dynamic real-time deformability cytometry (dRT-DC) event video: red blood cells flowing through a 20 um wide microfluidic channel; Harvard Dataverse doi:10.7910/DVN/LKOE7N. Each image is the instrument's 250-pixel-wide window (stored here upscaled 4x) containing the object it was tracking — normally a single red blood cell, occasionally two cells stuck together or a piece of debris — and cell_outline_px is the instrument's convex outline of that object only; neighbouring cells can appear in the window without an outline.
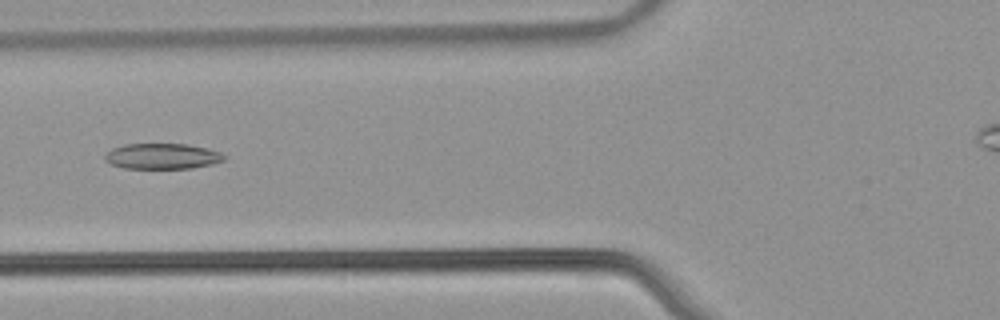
{"species": "common noctule bat (a hibernating species)", "species_latin": "Nyctalus noctula", "temperature_condition": "warm", "stored_images_in_passage": 49, "camera_frame_rate_fps": 3000, "um_per_image_px": 0.085, "animal": {"sex": "male", "body_mass_g": 21.5, "forearm_length_mm": 52.0}, "frame": {"image": 1, "passage_image": 21, "time_ms": 6.667, "image_size_px": [1000, 320], "cell_outline_px": [[224, 160], [212, 164], [192, 168], [124, 168], [112, 164], [104, 160], [104, 156], [112, 148], [124, 144], [188, 144], [220, 152], [224, 156]], "centroid_in_image_um": [13.76, 13.28], "position_along_channel_um": 112.0, "area_um2": 17.63}}
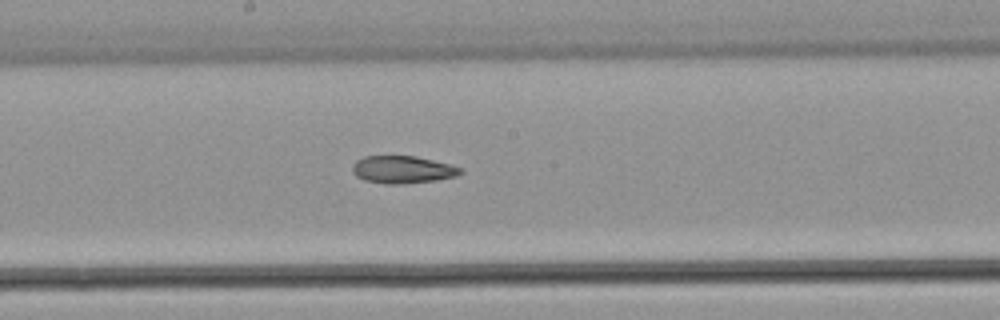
{"frame": {"image": 2, "passage_image": 29, "time_ms": 9.333, "image_size_px": [1000, 320], "cell_outline_px": [[464, 172], [456, 176], [436, 180], [400, 184], [384, 184], [364, 180], [356, 176], [352, 172], [352, 164], [356, 160], [364, 156], [416, 156], [464, 168]], "centroid_in_image_um": [34.2, 14.42], "position_along_channel_um": 214.0, "area_um2": 17.4}}
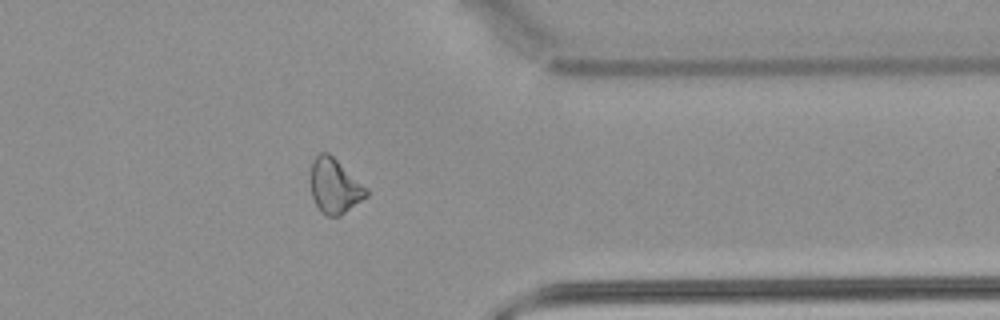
{"frame": {"image": 3, "passage_image": 43, "time_ms": 14.0, "image_size_px": [1000, 320], "cell_outline_px": [[368, 196], [340, 216], [328, 216], [320, 212], [312, 196], [312, 160], [320, 152], [328, 152], [368, 188]], "centroid_in_image_um": [28.47, 15.83], "position_along_channel_um": 382.9, "area_um2": 17.63}}